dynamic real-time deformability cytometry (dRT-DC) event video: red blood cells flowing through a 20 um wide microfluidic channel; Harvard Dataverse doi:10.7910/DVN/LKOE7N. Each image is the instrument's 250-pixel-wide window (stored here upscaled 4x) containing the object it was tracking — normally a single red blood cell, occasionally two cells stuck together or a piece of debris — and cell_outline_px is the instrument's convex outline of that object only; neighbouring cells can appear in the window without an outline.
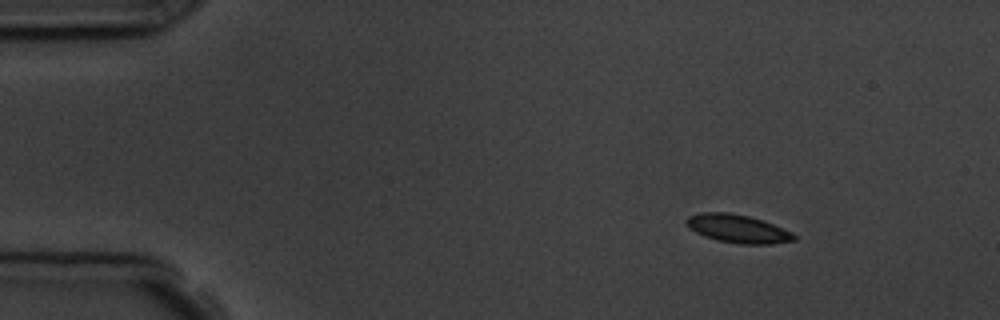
{"species": "common noctule bat (a hibernating species)", "species_latin": "Nyctalus noctula", "temperature_condition": "room temperature", "stored_images_in_passage": 9, "camera_frame_rate_fps": 3000, "um_per_image_px": 0.085, "animal": {"sex": "male", "body_mass_g": 19.5, "forearm_length_mm": 54.6}, "frame": {"image": 1, "passage_image": 2, "time_ms": 1.333, "image_size_px": [1000, 320], "cell_outline_px": [[796, 240], [772, 244], [740, 244], [716, 240], [704, 236], [688, 228], [684, 220], [688, 216], [700, 212], [728, 212], [748, 216], [772, 224], [792, 232], [796, 236]], "centroid_in_image_um": [62.67, 19.44], "position_along_channel_um": 22.3, "area_um2": 17.74}}